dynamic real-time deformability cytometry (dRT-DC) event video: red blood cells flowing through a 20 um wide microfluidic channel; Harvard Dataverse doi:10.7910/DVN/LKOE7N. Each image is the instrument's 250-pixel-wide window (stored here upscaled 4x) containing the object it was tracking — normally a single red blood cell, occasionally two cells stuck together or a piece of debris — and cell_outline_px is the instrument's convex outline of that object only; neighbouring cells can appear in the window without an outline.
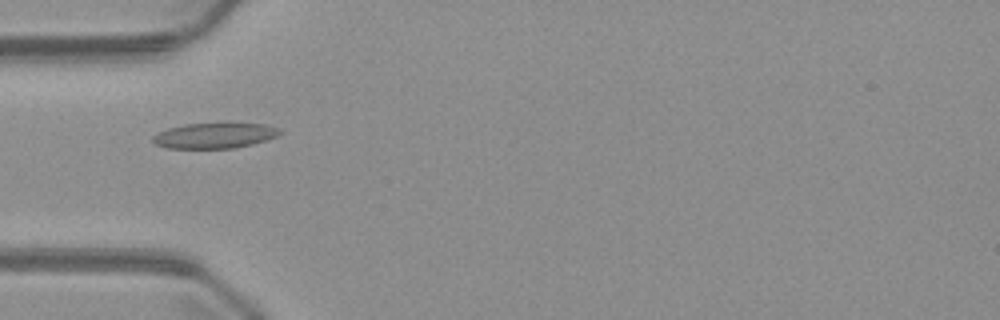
{"species": "common noctule bat (a hibernating species)", "species_latin": "Nyctalus noctula", "temperature_condition": "warm", "stored_images_in_passage": 51, "camera_frame_rate_fps": 3000, "um_per_image_px": 0.085, "animal": {"sex": "male", "body_mass_g": 23.1, "forearm_length_mm": 52.7}, "frame": {"image": 1, "passage_image": 16, "time_ms": 5.0, "image_size_px": [1000, 320], "cell_outline_px": [[284, 132], [276, 136], [252, 144], [232, 148], [164, 148], [156, 144], [152, 140], [152, 136], [168, 128], [184, 124], [228, 120], [264, 124], [280, 128]], "centroid_in_image_um": [18.28, 11.46], "position_along_channel_um": 66.7, "area_um2": 19.71}}
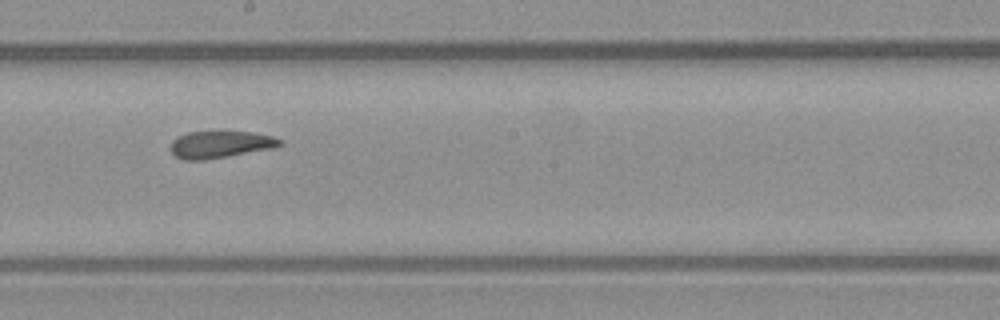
{"frame": {"image": 2, "passage_image": 28, "time_ms": 9.0, "image_size_px": [1000, 320], "cell_outline_px": [[284, 144], [272, 148], [228, 156], [204, 160], [184, 160], [176, 156], [168, 148], [172, 140], [176, 136], [188, 132], [252, 132], [272, 136], [284, 140]], "centroid_in_image_um": [18.7, 12.28], "position_along_channel_um": 229.5, "area_um2": 17.28}}
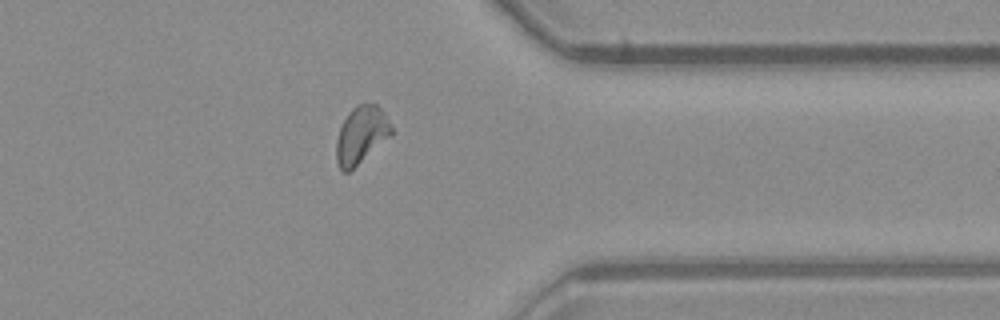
{"frame": {"image": 3, "passage_image": 40, "time_ms": 13.0, "image_size_px": [1000, 320], "cell_outline_px": [[392, 136], [348, 172], [344, 172], [340, 168], [336, 160], [336, 140], [340, 128], [348, 112], [356, 104], [376, 104], [384, 112], [392, 128]], "centroid_in_image_um": [30.7, 11.47], "position_along_channel_um": 380.7, "area_um2": 18.32}}